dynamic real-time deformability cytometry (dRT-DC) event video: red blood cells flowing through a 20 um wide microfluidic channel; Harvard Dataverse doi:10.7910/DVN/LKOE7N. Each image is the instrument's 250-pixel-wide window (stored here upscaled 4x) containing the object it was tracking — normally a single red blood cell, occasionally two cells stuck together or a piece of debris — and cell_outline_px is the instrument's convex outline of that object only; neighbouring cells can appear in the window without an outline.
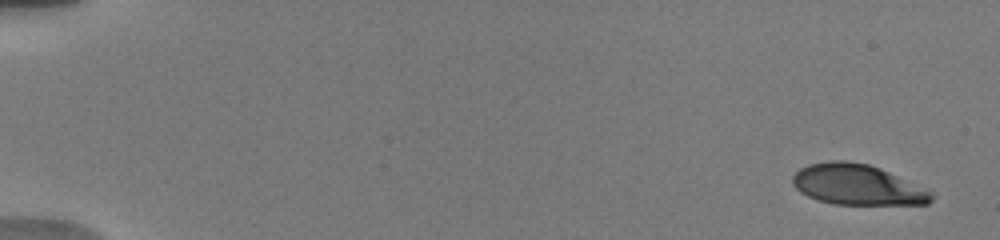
{"species": "human", "species_latin": "Homo sapiens", "temperature_condition": "warm", "stored_images_in_passage": 11, "camera_frame_rate_fps": 3000, "um_per_image_px": 0.085, "donor": {"sex": "male"}, "frame": {"image": 1, "passage_image": 1, "time_ms": 0.0, "image_size_px": [1000, 240], "cell_outline_px": [[936, 196], [928, 204], [832, 204], [816, 200], [800, 192], [792, 184], [792, 176], [800, 168], [808, 164], [828, 160], [844, 160], [868, 164], [880, 168], [928, 188]], "centroid_in_image_um": [72.89, 15.7], "position_along_channel_um": 12.1, "area_um2": 33.18}}
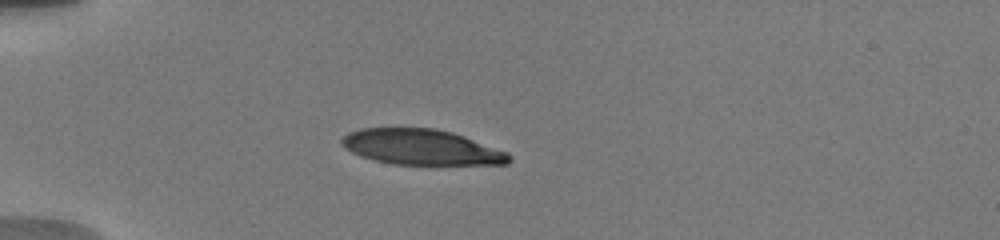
{"frame": {"image": 2, "passage_image": 7, "time_ms": 4.667, "image_size_px": [1000, 240], "cell_outline_px": [[512, 160], [508, 164], [436, 168], [392, 164], [360, 156], [344, 148], [340, 144], [340, 140], [348, 132], [360, 128], [436, 128], [452, 132], [464, 136], [508, 152], [512, 156]], "centroid_in_image_um": [35.9, 12.57], "position_along_channel_um": 49.1, "area_um2": 36.3}}
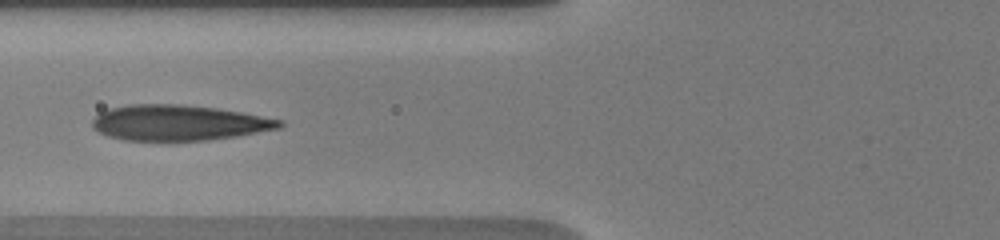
{"frame": {"image": 3, "passage_image": 10, "time_ms": 7.0, "image_size_px": [1000, 240], "cell_outline_px": [[284, 124], [280, 128], [236, 136], [204, 140], [124, 140], [108, 136], [92, 128], [92, 120], [100, 112], [108, 108], [128, 104], [180, 104], [216, 108], [240, 112], [284, 120]], "centroid_in_image_um": [15.16, 10.42], "position_along_channel_um": 110.6, "area_um2": 38.67}}